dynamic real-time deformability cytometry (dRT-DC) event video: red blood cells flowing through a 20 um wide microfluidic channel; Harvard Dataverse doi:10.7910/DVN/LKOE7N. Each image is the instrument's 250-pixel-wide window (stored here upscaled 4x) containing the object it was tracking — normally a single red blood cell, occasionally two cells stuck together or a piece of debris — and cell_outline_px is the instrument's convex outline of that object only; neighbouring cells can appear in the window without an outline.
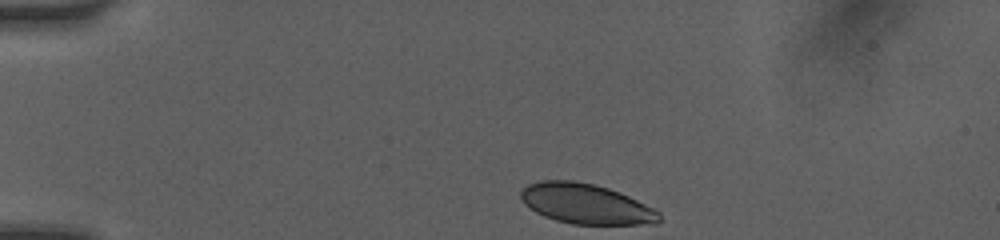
{"species": "human", "species_latin": "Homo sapiens", "temperature_condition": "room temperature", "stored_images_in_passage": 7, "camera_frame_rate_fps": 3000, "um_per_image_px": 0.085, "donor": {"sex": "female"}, "frame": {"image": 1, "passage_image": 1, "time_ms": 0.0, "image_size_px": [1000, 240], "cell_outline_px": [[660, 220], [656, 224], [572, 224], [556, 220], [544, 216], [536, 212], [524, 204], [520, 196], [520, 192], [528, 184], [540, 180], [572, 180], [596, 184], [620, 192], [660, 212]], "centroid_in_image_um": [49.78, 17.32], "position_along_channel_um": 35.2, "area_um2": 32.31}}
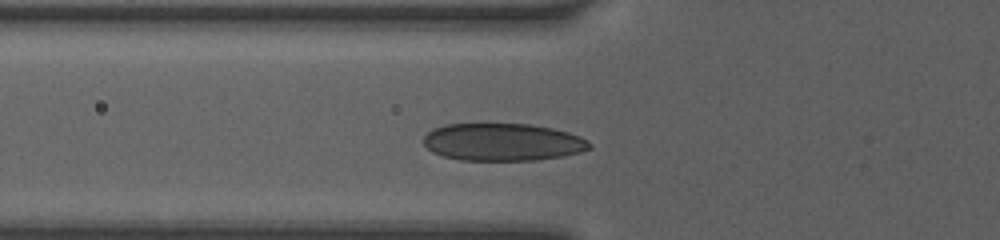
{"frame": {"image": 2, "passage_image": 6, "time_ms": 2.667, "image_size_px": [1000, 240], "cell_outline_px": [[592, 148], [580, 152], [564, 156], [536, 160], [460, 160], [444, 156], [432, 152], [420, 140], [432, 128], [448, 124], [488, 120], [532, 124], [552, 128], [568, 132], [580, 136], [588, 140], [592, 144]], "centroid_in_image_um": [42.7, 12.02], "position_along_channel_um": 83.1, "area_um2": 37.74}}